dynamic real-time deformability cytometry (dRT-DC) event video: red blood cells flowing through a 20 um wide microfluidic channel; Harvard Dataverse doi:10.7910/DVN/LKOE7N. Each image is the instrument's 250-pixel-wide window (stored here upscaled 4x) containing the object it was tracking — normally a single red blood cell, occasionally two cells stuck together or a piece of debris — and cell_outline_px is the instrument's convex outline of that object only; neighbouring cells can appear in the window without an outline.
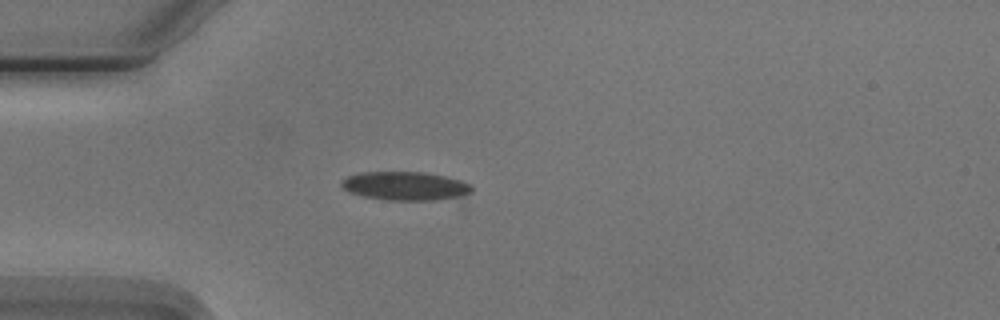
{"species": "Egyptian fruit bat (a non-hibernating species)", "species_latin": "Rousettus aegyptiacus", "temperature_condition": "cold", "stored_images_in_passage": 5, "camera_frame_rate_fps": 3000, "um_per_image_px": 0.085, "animal": {"sex": "male"}, "frame": {"image": 1, "passage_image": 5, "time_ms": 4.667, "image_size_px": [1000, 320], "cell_outline_px": [[472, 192], [460, 208], [388, 200], [364, 196], [352, 192], [344, 188], [340, 184], [348, 176], [360, 172], [424, 172], [444, 176], [460, 180], [468, 184], [472, 188]], "centroid_in_image_um": [34.84, 15.96], "position_along_channel_um": 50.2, "area_um2": 24.33}}